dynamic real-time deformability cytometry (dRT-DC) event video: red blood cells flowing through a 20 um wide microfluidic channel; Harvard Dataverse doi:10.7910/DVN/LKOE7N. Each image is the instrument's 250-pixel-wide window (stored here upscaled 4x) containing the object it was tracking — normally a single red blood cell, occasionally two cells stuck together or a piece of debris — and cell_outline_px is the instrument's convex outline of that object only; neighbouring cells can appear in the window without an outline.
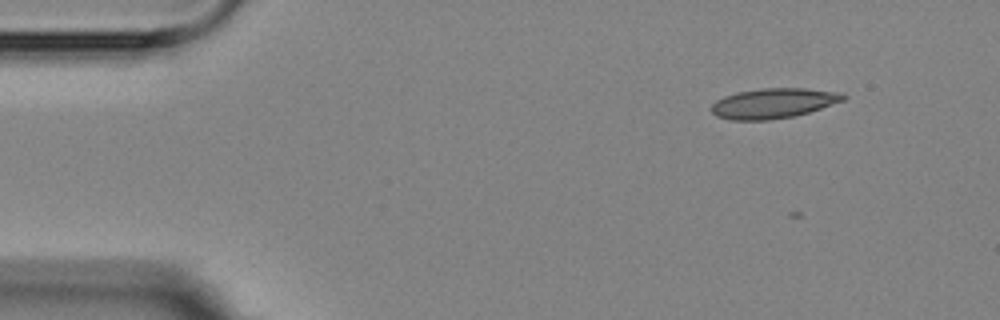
{"species": "Egyptian fruit bat (a non-hibernating species)", "species_latin": "Rousettus aegyptiacus", "temperature_condition": "room temperature", "stored_images_in_passage": 4, "camera_frame_rate_fps": 3000, "um_per_image_px": 0.085, "animal": {"sex": "female"}, "frame": {"image": 1, "passage_image": 1, "time_ms": 0.0, "image_size_px": [1000, 320], "cell_outline_px": [[848, 96], [844, 100], [808, 112], [792, 116], [768, 120], [728, 120], [716, 116], [712, 112], [712, 104], [716, 100], [724, 96], [736, 92], [760, 88], [804, 88], [844, 92]], "centroid_in_image_um": [65.74, 8.76], "position_along_channel_um": 19.3, "area_um2": 23.18}}